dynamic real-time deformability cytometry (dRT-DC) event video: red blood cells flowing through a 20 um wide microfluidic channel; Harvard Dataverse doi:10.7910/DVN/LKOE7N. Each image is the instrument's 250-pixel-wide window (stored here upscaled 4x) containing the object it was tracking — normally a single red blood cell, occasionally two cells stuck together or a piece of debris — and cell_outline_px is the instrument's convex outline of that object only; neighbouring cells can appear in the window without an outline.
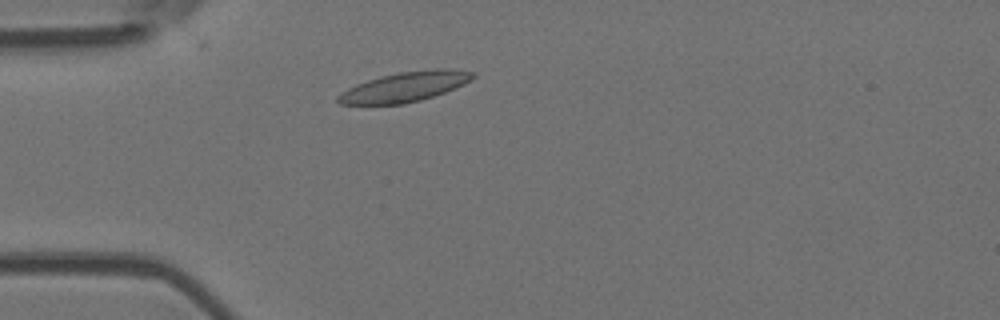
{"species": "Egyptian fruit bat (a non-hibernating species)", "species_latin": "Rousettus aegyptiacus", "temperature_condition": "room temperature", "stored_images_in_passage": 3, "camera_frame_rate_fps": 3000, "um_per_image_px": 0.085, "animal": {"sex": "female"}, "frame": {"image": 1, "passage_image": 2, "time_ms": 1.333, "image_size_px": [1000, 320], "cell_outline_px": [[476, 76], [472, 80], [464, 84], [444, 92], [420, 100], [404, 104], [340, 104], [336, 100], [336, 96], [340, 92], [356, 84], [380, 76], [400, 72], [432, 68], [448, 68], [476, 72]], "centroid_in_image_um": [34.43, 7.36], "position_along_channel_um": 50.6, "area_um2": 23.52}}